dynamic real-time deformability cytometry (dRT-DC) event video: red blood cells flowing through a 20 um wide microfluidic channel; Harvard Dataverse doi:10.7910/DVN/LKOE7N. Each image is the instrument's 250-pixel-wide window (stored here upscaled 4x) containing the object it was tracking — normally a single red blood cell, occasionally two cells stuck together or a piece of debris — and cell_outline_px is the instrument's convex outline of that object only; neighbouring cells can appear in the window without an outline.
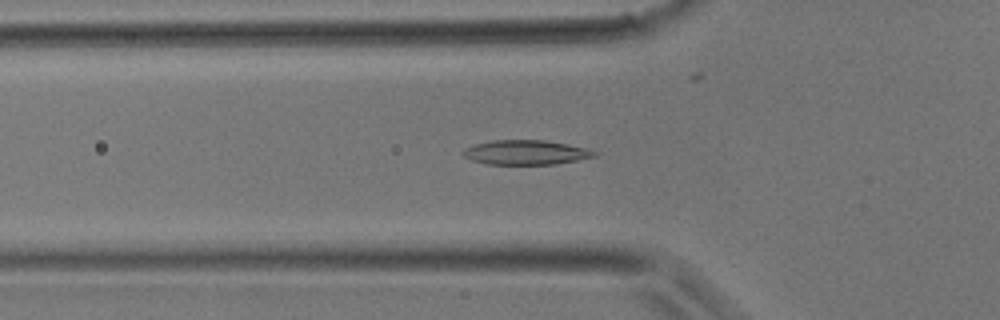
{"species": "common noctule bat (a hibernating species)", "species_latin": "Nyctalus noctula", "temperature_condition": "room temperature", "stored_images_in_passage": 41, "camera_frame_rate_fps": 3000, "um_per_image_px": 0.085, "animal": {"sex": "male", "body_mass_g": 17.9}, "frame": {"image": 1, "passage_image": 14, "time_ms": 4.333, "image_size_px": [1000, 320], "cell_outline_px": [[600, 152], [596, 156], [556, 164], [488, 164], [472, 160], [464, 156], [460, 152], [464, 148], [476, 144], [492, 140], [544, 140], [568, 144], [588, 148]], "centroid_in_image_um": [44.72, 12.95], "position_along_channel_um": 81.1, "area_um2": 18.84}}
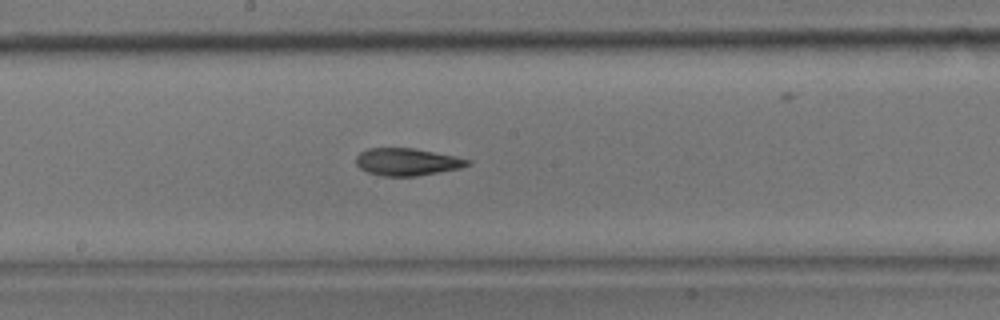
{"frame": {"image": 2, "passage_image": 22, "time_ms": 7.0, "image_size_px": [1000, 320], "cell_outline_px": [[472, 164], [460, 168], [416, 176], [380, 176], [368, 172], [360, 168], [356, 164], [356, 156], [360, 152], [368, 148], [412, 148], [456, 156], [472, 160]], "centroid_in_image_um": [34.61, 13.76], "position_along_channel_um": 213.6, "area_um2": 17.8}}
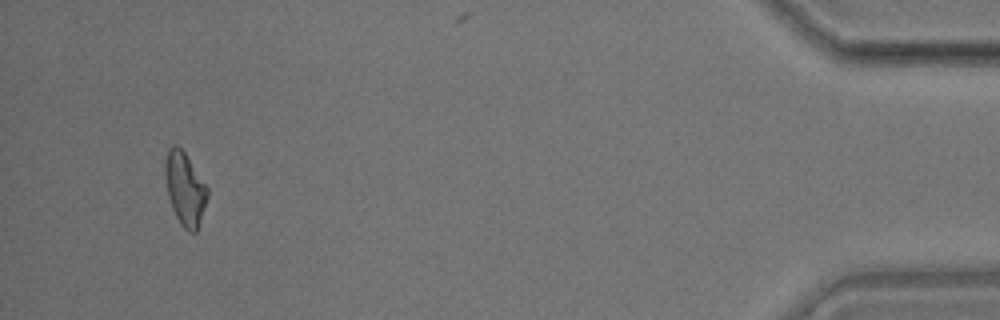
{"frame": {"image": 3, "passage_image": 39, "time_ms": 12.667, "image_size_px": [1000, 320], "cell_outline_px": [[208, 196], [196, 232], [188, 232], [180, 224], [172, 208], [168, 196], [164, 176], [164, 160], [168, 148], [172, 144], [176, 144], [184, 152], [208, 188]], "centroid_in_image_um": [15.69, 16.02], "position_along_channel_um": 419.5, "area_um2": 17.98}}